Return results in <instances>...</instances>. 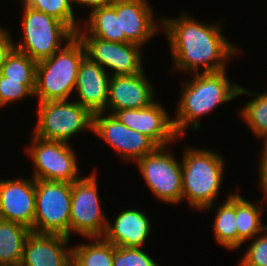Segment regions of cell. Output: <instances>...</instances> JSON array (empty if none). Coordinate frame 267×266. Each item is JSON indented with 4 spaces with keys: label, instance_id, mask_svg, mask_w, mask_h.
Listing matches in <instances>:
<instances>
[{
    "label": "cell",
    "instance_id": "7402d4cb",
    "mask_svg": "<svg viewBox=\"0 0 267 266\" xmlns=\"http://www.w3.org/2000/svg\"><path fill=\"white\" fill-rule=\"evenodd\" d=\"M227 195V200L219 206L213 224L216 241L230 250L238 249L236 228V193Z\"/></svg>",
    "mask_w": 267,
    "mask_h": 266
},
{
    "label": "cell",
    "instance_id": "83f0119b",
    "mask_svg": "<svg viewBox=\"0 0 267 266\" xmlns=\"http://www.w3.org/2000/svg\"><path fill=\"white\" fill-rule=\"evenodd\" d=\"M35 88L36 80H7L0 72V107L30 95L34 96Z\"/></svg>",
    "mask_w": 267,
    "mask_h": 266
},
{
    "label": "cell",
    "instance_id": "8fae6325",
    "mask_svg": "<svg viewBox=\"0 0 267 266\" xmlns=\"http://www.w3.org/2000/svg\"><path fill=\"white\" fill-rule=\"evenodd\" d=\"M85 49V56L97 62L101 67H108L112 76L135 75L143 70L140 48L142 46L126 42L117 43L102 40L91 35H76Z\"/></svg>",
    "mask_w": 267,
    "mask_h": 266
},
{
    "label": "cell",
    "instance_id": "ba28073f",
    "mask_svg": "<svg viewBox=\"0 0 267 266\" xmlns=\"http://www.w3.org/2000/svg\"><path fill=\"white\" fill-rule=\"evenodd\" d=\"M27 152L33 160L35 180L73 183L80 178L76 155L67 142L31 136Z\"/></svg>",
    "mask_w": 267,
    "mask_h": 266
},
{
    "label": "cell",
    "instance_id": "484cf974",
    "mask_svg": "<svg viewBox=\"0 0 267 266\" xmlns=\"http://www.w3.org/2000/svg\"><path fill=\"white\" fill-rule=\"evenodd\" d=\"M22 2L26 6L57 18L65 23L74 33L79 29L74 18L70 0H22Z\"/></svg>",
    "mask_w": 267,
    "mask_h": 266
},
{
    "label": "cell",
    "instance_id": "30bf717a",
    "mask_svg": "<svg viewBox=\"0 0 267 266\" xmlns=\"http://www.w3.org/2000/svg\"><path fill=\"white\" fill-rule=\"evenodd\" d=\"M165 149L158 147L137 164L153 195L162 202L175 204L182 201V164Z\"/></svg>",
    "mask_w": 267,
    "mask_h": 266
},
{
    "label": "cell",
    "instance_id": "1f68e13d",
    "mask_svg": "<svg viewBox=\"0 0 267 266\" xmlns=\"http://www.w3.org/2000/svg\"><path fill=\"white\" fill-rule=\"evenodd\" d=\"M262 157L260 159L259 164V178H260V186H262V190L264 192V198L261 203H263V200H267V141H264V147L262 150Z\"/></svg>",
    "mask_w": 267,
    "mask_h": 266
},
{
    "label": "cell",
    "instance_id": "603a6c76",
    "mask_svg": "<svg viewBox=\"0 0 267 266\" xmlns=\"http://www.w3.org/2000/svg\"><path fill=\"white\" fill-rule=\"evenodd\" d=\"M263 206H256L236 194V228L238 232V248L247 239H254L257 234L264 232L267 226L261 224ZM261 217V218H260Z\"/></svg>",
    "mask_w": 267,
    "mask_h": 266
},
{
    "label": "cell",
    "instance_id": "f1b7e54d",
    "mask_svg": "<svg viewBox=\"0 0 267 266\" xmlns=\"http://www.w3.org/2000/svg\"><path fill=\"white\" fill-rule=\"evenodd\" d=\"M113 266H159L141 247L115 246Z\"/></svg>",
    "mask_w": 267,
    "mask_h": 266
},
{
    "label": "cell",
    "instance_id": "7c38bea8",
    "mask_svg": "<svg viewBox=\"0 0 267 266\" xmlns=\"http://www.w3.org/2000/svg\"><path fill=\"white\" fill-rule=\"evenodd\" d=\"M104 113L94 114L92 132L110 144L123 159L137 162L159 147L147 135L125 126L113 114L105 117Z\"/></svg>",
    "mask_w": 267,
    "mask_h": 266
},
{
    "label": "cell",
    "instance_id": "836d02e7",
    "mask_svg": "<svg viewBox=\"0 0 267 266\" xmlns=\"http://www.w3.org/2000/svg\"><path fill=\"white\" fill-rule=\"evenodd\" d=\"M69 266H78L73 260H71Z\"/></svg>",
    "mask_w": 267,
    "mask_h": 266
},
{
    "label": "cell",
    "instance_id": "6da1fadb",
    "mask_svg": "<svg viewBox=\"0 0 267 266\" xmlns=\"http://www.w3.org/2000/svg\"><path fill=\"white\" fill-rule=\"evenodd\" d=\"M160 23L170 42L175 70L193 74L202 66L205 73L226 70V59L238 52L224 38L219 24L200 23L187 14L174 19L164 17Z\"/></svg>",
    "mask_w": 267,
    "mask_h": 266
},
{
    "label": "cell",
    "instance_id": "4dcf8cb0",
    "mask_svg": "<svg viewBox=\"0 0 267 266\" xmlns=\"http://www.w3.org/2000/svg\"><path fill=\"white\" fill-rule=\"evenodd\" d=\"M11 37L9 32L0 26V72L7 57L15 49V43H13Z\"/></svg>",
    "mask_w": 267,
    "mask_h": 266
},
{
    "label": "cell",
    "instance_id": "e0dca14e",
    "mask_svg": "<svg viewBox=\"0 0 267 266\" xmlns=\"http://www.w3.org/2000/svg\"><path fill=\"white\" fill-rule=\"evenodd\" d=\"M110 78L103 67L84 56L74 88L79 97L77 102L93 115L106 112Z\"/></svg>",
    "mask_w": 267,
    "mask_h": 266
},
{
    "label": "cell",
    "instance_id": "3957f363",
    "mask_svg": "<svg viewBox=\"0 0 267 266\" xmlns=\"http://www.w3.org/2000/svg\"><path fill=\"white\" fill-rule=\"evenodd\" d=\"M182 164V200L193 209L209 210L221 189L224 159L216 152L184 148Z\"/></svg>",
    "mask_w": 267,
    "mask_h": 266
},
{
    "label": "cell",
    "instance_id": "52a82bcc",
    "mask_svg": "<svg viewBox=\"0 0 267 266\" xmlns=\"http://www.w3.org/2000/svg\"><path fill=\"white\" fill-rule=\"evenodd\" d=\"M38 122L33 134L45 140L67 142L83 129L93 131L94 115L77 101L39 102Z\"/></svg>",
    "mask_w": 267,
    "mask_h": 266
},
{
    "label": "cell",
    "instance_id": "4316f807",
    "mask_svg": "<svg viewBox=\"0 0 267 266\" xmlns=\"http://www.w3.org/2000/svg\"><path fill=\"white\" fill-rule=\"evenodd\" d=\"M37 62L14 49L7 57L1 73L7 80H36Z\"/></svg>",
    "mask_w": 267,
    "mask_h": 266
},
{
    "label": "cell",
    "instance_id": "9c48e42d",
    "mask_svg": "<svg viewBox=\"0 0 267 266\" xmlns=\"http://www.w3.org/2000/svg\"><path fill=\"white\" fill-rule=\"evenodd\" d=\"M96 178L93 173L72 183L69 238L71 232L95 238L103 237L106 231L108 220L101 211Z\"/></svg>",
    "mask_w": 267,
    "mask_h": 266
},
{
    "label": "cell",
    "instance_id": "9a60e30c",
    "mask_svg": "<svg viewBox=\"0 0 267 266\" xmlns=\"http://www.w3.org/2000/svg\"><path fill=\"white\" fill-rule=\"evenodd\" d=\"M154 88L145 73L111 76L106 109L110 114L121 109L145 108L154 103ZM112 110V111H111Z\"/></svg>",
    "mask_w": 267,
    "mask_h": 266
},
{
    "label": "cell",
    "instance_id": "44dd1931",
    "mask_svg": "<svg viewBox=\"0 0 267 266\" xmlns=\"http://www.w3.org/2000/svg\"><path fill=\"white\" fill-rule=\"evenodd\" d=\"M85 27L88 29L86 32L79 28L75 35H91L106 41L125 43V35H120V12H116L112 4L91 11Z\"/></svg>",
    "mask_w": 267,
    "mask_h": 266
},
{
    "label": "cell",
    "instance_id": "5b68a950",
    "mask_svg": "<svg viewBox=\"0 0 267 266\" xmlns=\"http://www.w3.org/2000/svg\"><path fill=\"white\" fill-rule=\"evenodd\" d=\"M23 38L15 49L36 62L51 57L62 48L61 41L68 42L75 33L57 18L26 6L23 3Z\"/></svg>",
    "mask_w": 267,
    "mask_h": 266
},
{
    "label": "cell",
    "instance_id": "8992f818",
    "mask_svg": "<svg viewBox=\"0 0 267 266\" xmlns=\"http://www.w3.org/2000/svg\"><path fill=\"white\" fill-rule=\"evenodd\" d=\"M35 218L31 231L69 238L72 183L35 180Z\"/></svg>",
    "mask_w": 267,
    "mask_h": 266
},
{
    "label": "cell",
    "instance_id": "4fadbf2b",
    "mask_svg": "<svg viewBox=\"0 0 267 266\" xmlns=\"http://www.w3.org/2000/svg\"><path fill=\"white\" fill-rule=\"evenodd\" d=\"M112 114L125 126L147 135L159 147H167L171 141L174 142L179 137L173 119H170L159 102L145 108L121 109Z\"/></svg>",
    "mask_w": 267,
    "mask_h": 266
},
{
    "label": "cell",
    "instance_id": "5bb4252c",
    "mask_svg": "<svg viewBox=\"0 0 267 266\" xmlns=\"http://www.w3.org/2000/svg\"><path fill=\"white\" fill-rule=\"evenodd\" d=\"M35 179L0 180V219L33 228Z\"/></svg>",
    "mask_w": 267,
    "mask_h": 266
},
{
    "label": "cell",
    "instance_id": "7a4b0ae2",
    "mask_svg": "<svg viewBox=\"0 0 267 266\" xmlns=\"http://www.w3.org/2000/svg\"><path fill=\"white\" fill-rule=\"evenodd\" d=\"M225 70L195 73L194 79L184 83L175 119L176 133L181 137L188 126L200 128L198 118L208 115L219 104L230 101L238 95H251V91L231 83Z\"/></svg>",
    "mask_w": 267,
    "mask_h": 266
},
{
    "label": "cell",
    "instance_id": "ac0fdd59",
    "mask_svg": "<svg viewBox=\"0 0 267 266\" xmlns=\"http://www.w3.org/2000/svg\"><path fill=\"white\" fill-rule=\"evenodd\" d=\"M112 5L120 12V35H125V43L143 46L158 31L147 0H114Z\"/></svg>",
    "mask_w": 267,
    "mask_h": 266
},
{
    "label": "cell",
    "instance_id": "277c9868",
    "mask_svg": "<svg viewBox=\"0 0 267 266\" xmlns=\"http://www.w3.org/2000/svg\"><path fill=\"white\" fill-rule=\"evenodd\" d=\"M84 56V46L75 35L51 57L37 62L34 96L38 101L68 100L74 91Z\"/></svg>",
    "mask_w": 267,
    "mask_h": 266
},
{
    "label": "cell",
    "instance_id": "d6a6232c",
    "mask_svg": "<svg viewBox=\"0 0 267 266\" xmlns=\"http://www.w3.org/2000/svg\"><path fill=\"white\" fill-rule=\"evenodd\" d=\"M71 4L73 6V4H81L82 5H86L88 7H90L93 11L95 9L101 8V7H106L109 6L113 3L114 0H70Z\"/></svg>",
    "mask_w": 267,
    "mask_h": 266
},
{
    "label": "cell",
    "instance_id": "2e32d148",
    "mask_svg": "<svg viewBox=\"0 0 267 266\" xmlns=\"http://www.w3.org/2000/svg\"><path fill=\"white\" fill-rule=\"evenodd\" d=\"M69 239L59 234L31 232L24 245L20 266H69L72 260V247H66Z\"/></svg>",
    "mask_w": 267,
    "mask_h": 266
},
{
    "label": "cell",
    "instance_id": "ffe728a7",
    "mask_svg": "<svg viewBox=\"0 0 267 266\" xmlns=\"http://www.w3.org/2000/svg\"><path fill=\"white\" fill-rule=\"evenodd\" d=\"M31 229L0 219V266H20L24 245Z\"/></svg>",
    "mask_w": 267,
    "mask_h": 266
},
{
    "label": "cell",
    "instance_id": "d6986e66",
    "mask_svg": "<svg viewBox=\"0 0 267 266\" xmlns=\"http://www.w3.org/2000/svg\"><path fill=\"white\" fill-rule=\"evenodd\" d=\"M151 230L147 215L138 209L119 213L114 224L109 221L103 238L115 246L143 247Z\"/></svg>",
    "mask_w": 267,
    "mask_h": 266
},
{
    "label": "cell",
    "instance_id": "f546056e",
    "mask_svg": "<svg viewBox=\"0 0 267 266\" xmlns=\"http://www.w3.org/2000/svg\"><path fill=\"white\" fill-rule=\"evenodd\" d=\"M264 232V235L254 237L239 266H267V228Z\"/></svg>",
    "mask_w": 267,
    "mask_h": 266
},
{
    "label": "cell",
    "instance_id": "d4e9b609",
    "mask_svg": "<svg viewBox=\"0 0 267 266\" xmlns=\"http://www.w3.org/2000/svg\"><path fill=\"white\" fill-rule=\"evenodd\" d=\"M252 95L257 97L245 104L240 115L256 137L267 141V92Z\"/></svg>",
    "mask_w": 267,
    "mask_h": 266
},
{
    "label": "cell",
    "instance_id": "cb8c5ba5",
    "mask_svg": "<svg viewBox=\"0 0 267 266\" xmlns=\"http://www.w3.org/2000/svg\"><path fill=\"white\" fill-rule=\"evenodd\" d=\"M90 240L95 241L72 247V260L78 266H113L115 245L103 237Z\"/></svg>",
    "mask_w": 267,
    "mask_h": 266
}]
</instances>
